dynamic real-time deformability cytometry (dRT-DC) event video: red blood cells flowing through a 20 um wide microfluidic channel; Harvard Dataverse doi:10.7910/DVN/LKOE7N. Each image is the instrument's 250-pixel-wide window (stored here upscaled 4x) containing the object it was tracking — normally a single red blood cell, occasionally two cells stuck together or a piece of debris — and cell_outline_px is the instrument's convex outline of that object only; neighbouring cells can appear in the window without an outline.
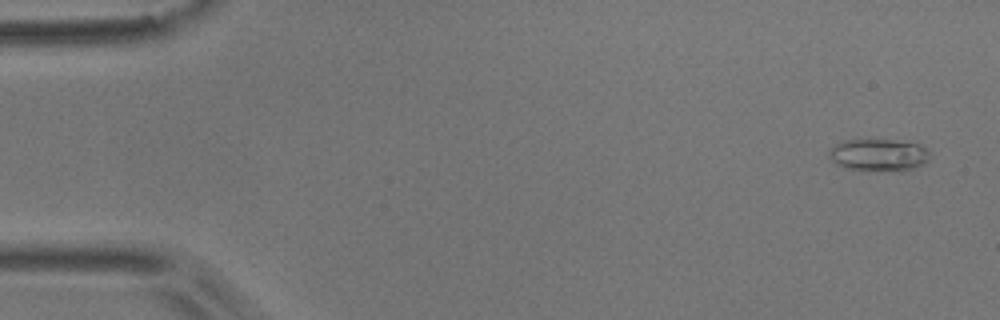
{"species": "common noctule bat (a hibernating species)", "species_latin": "Nyctalus noctula", "temperature_condition": "room temperature", "stored_images_in_passage": 3, "camera_frame_rate_fps": 3000, "um_per_image_px": 0.085, "animal": {"sex": "male", "body_mass_g": 17.9}, "frame": {"image": 1, "passage_image": 1, "time_ms": 0.0, "image_size_px": [1000, 320], "cell_outline_px": [[928, 160], [924, 164], [912, 168], [860, 172], [844, 168], [836, 164], [828, 156], [828, 152], [836, 144], [844, 140], [892, 140], [920, 144], [928, 152]], "centroid_in_image_um": [74.61, 13.18], "position_along_channel_um": 10.4, "area_um2": 18.84}}
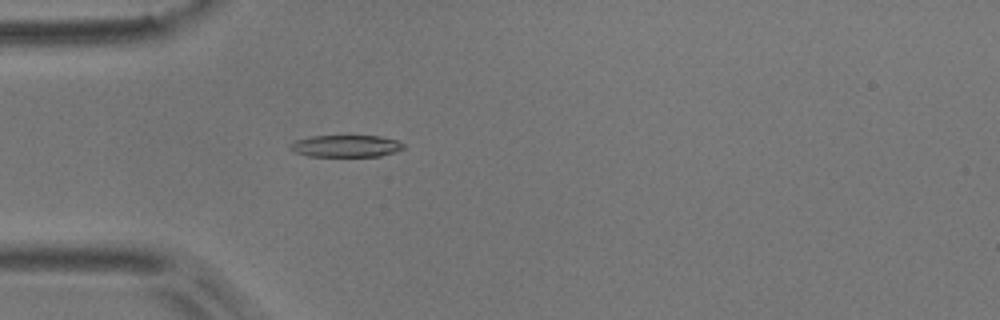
{"frame": {"image": 2, "passage_image": 3, "time_ms": 0.667, "image_size_px": [1000, 320], "cell_outline_px": [[404, 148], [396, 152], [380, 156], [308, 156], [296, 152], [288, 148], [288, 144], [296, 140], [312, 136], [380, 136], [400, 140], [404, 144]], "centroid_in_image_um": [29.43, 12.41], "position_along_channel_um": 55.6, "area_um2": 14.62}}